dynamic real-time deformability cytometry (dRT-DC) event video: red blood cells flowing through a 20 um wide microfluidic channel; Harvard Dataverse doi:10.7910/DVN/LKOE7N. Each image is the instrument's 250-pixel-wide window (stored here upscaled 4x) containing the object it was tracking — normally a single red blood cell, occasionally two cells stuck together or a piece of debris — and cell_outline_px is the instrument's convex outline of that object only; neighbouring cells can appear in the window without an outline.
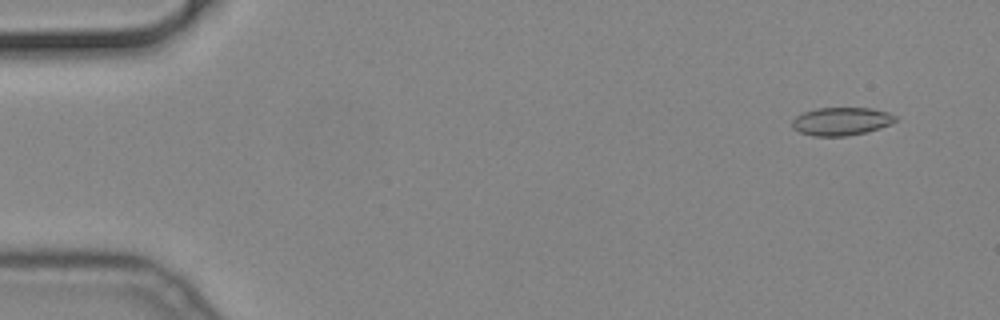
{"species": "common noctule bat (a hibernating species)", "species_latin": "Nyctalus noctula", "temperature_condition": "cold", "stored_images_in_passage": 57, "camera_frame_rate_fps": 3000, "um_per_image_px": 0.085, "animal": {"sex": "male", "body_mass_g": 19.2, "forearm_length_mm": 51.8}, "frame": {"image": 1, "passage_image": 4, "time_ms": 1.0, "image_size_px": [1000, 320], "cell_outline_px": [[896, 120], [880, 128], [868, 132], [844, 136], [816, 136], [800, 132], [792, 128], [792, 120], [796, 116], [804, 112], [816, 108], [872, 108], [888, 112], [896, 116]], "centroid_in_image_um": [71.5, 10.31], "position_along_channel_um": 13.5, "area_um2": 16.82}}
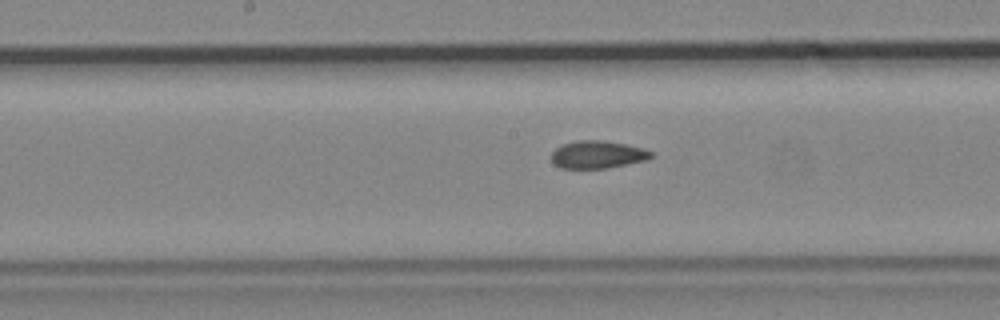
{"frame": {"image": 2, "passage_image": 29, "time_ms": 9.333, "image_size_px": [1000, 320], "cell_outline_px": [[656, 156], [648, 160], [608, 168], [560, 168], [552, 160], [552, 152], [560, 144], [580, 140], [600, 140], [624, 144], [644, 148], [652, 152]], "centroid_in_image_um": [50.84, 13.14], "position_along_channel_um": 197.4, "area_um2": 16.13}}
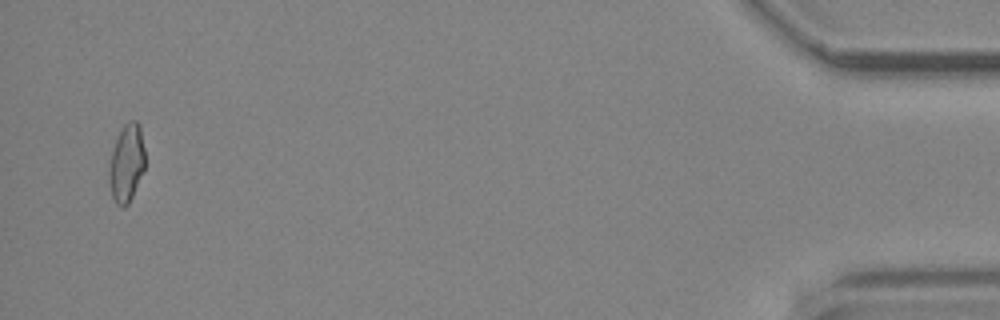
{"frame": {"image": 3, "passage_image": 55, "time_ms": 18.0, "image_size_px": [1000, 320], "cell_outline_px": [[144, 168], [132, 196], [128, 204], [124, 208], [116, 204], [112, 196], [108, 180], [108, 172], [112, 152], [116, 140], [124, 124], [128, 120], [136, 120], [140, 124], [144, 148]], "centroid_in_image_um": [10.75, 13.86], "position_along_channel_um": 424.4, "area_um2": 16.18}}